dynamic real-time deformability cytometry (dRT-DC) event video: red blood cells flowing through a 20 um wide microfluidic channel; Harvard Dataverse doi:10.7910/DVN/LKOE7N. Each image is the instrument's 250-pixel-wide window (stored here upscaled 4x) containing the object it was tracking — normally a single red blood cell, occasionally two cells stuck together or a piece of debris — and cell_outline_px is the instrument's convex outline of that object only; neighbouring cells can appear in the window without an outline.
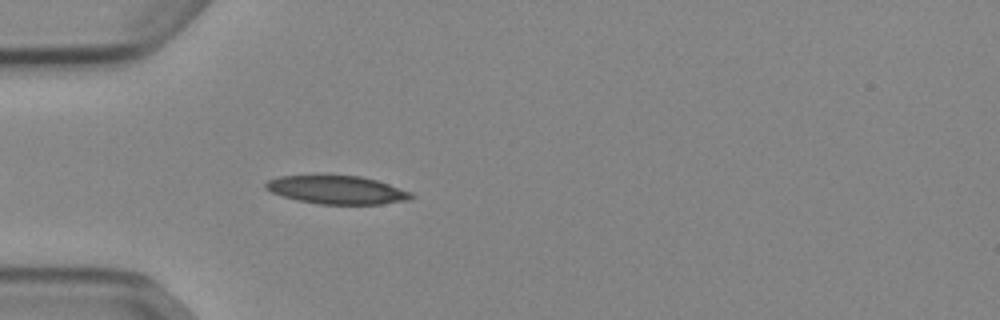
{"species": "Egyptian fruit bat (a non-hibernating species)", "species_latin": "Rousettus aegyptiacus", "temperature_condition": "cold", "stored_images_in_passage": 15, "camera_frame_rate_fps": 3000, "um_per_image_px": 0.085, "animal": {"sex": "female"}, "frame": {"image": 1, "passage_image": 5, "time_ms": 1.333, "image_size_px": [1000, 320], "cell_outline_px": [[416, 196], [408, 200], [380, 204], [320, 204], [296, 200], [272, 192], [264, 188], [264, 184], [268, 180], [280, 176], [360, 176], [376, 180], [412, 192]], "centroid_in_image_um": [28.66, 16.15], "position_along_channel_um": 56.3, "area_um2": 23.76}}
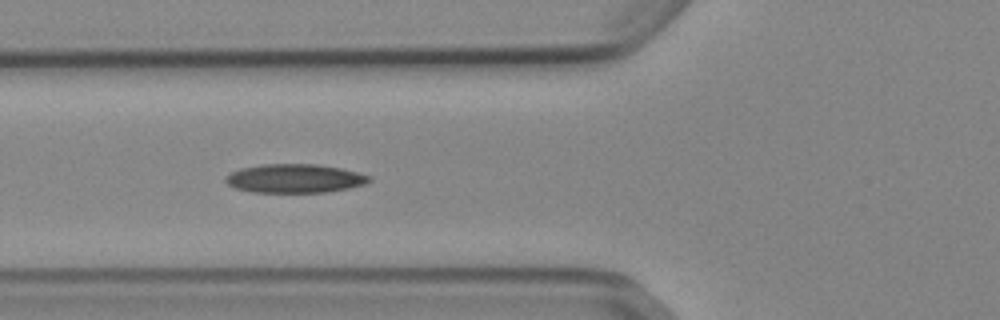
{"frame": {"image": 2, "passage_image": 9, "time_ms": 2.667, "image_size_px": [1000, 320], "cell_outline_px": [[372, 180], [364, 184], [348, 188], [328, 192], [252, 192], [236, 188], [228, 184], [224, 180], [224, 176], [240, 168], [264, 164], [316, 164], [340, 168], [372, 176]], "centroid_in_image_um": [25.04, 15.17], "position_along_channel_um": 100.8, "area_um2": 24.04}}